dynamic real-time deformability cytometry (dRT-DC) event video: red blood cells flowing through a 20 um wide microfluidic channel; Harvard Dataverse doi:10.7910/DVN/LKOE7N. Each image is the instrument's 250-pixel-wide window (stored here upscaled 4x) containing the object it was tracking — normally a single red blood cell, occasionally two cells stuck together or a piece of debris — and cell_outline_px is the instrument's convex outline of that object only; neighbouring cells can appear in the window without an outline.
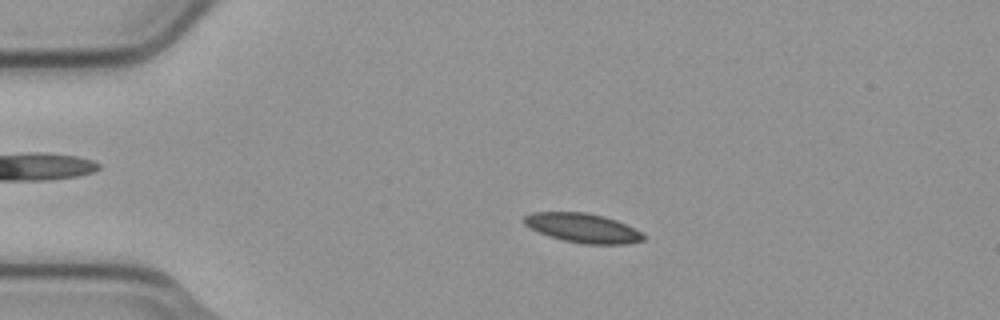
{"species": "common noctule bat (a hibernating species)", "species_latin": "Nyctalus noctula", "temperature_condition": "cold", "stored_images_in_passage": 3, "camera_frame_rate_fps": 3000, "um_per_image_px": 0.085, "animal": {"sex": "male", "body_mass_g": 23.1, "forearm_length_mm": 52.7}, "frame": {"image": 1, "passage_image": 2, "time_ms": 0.333, "image_size_px": [1000, 320], "cell_outline_px": [[644, 240], [628, 244], [584, 244], [564, 240], [548, 236], [524, 224], [524, 216], [532, 212], [584, 212], [604, 216], [616, 220], [640, 232], [644, 236]], "centroid_in_image_um": [49.53, 19.38], "position_along_channel_um": 35.5, "area_um2": 20.11}}